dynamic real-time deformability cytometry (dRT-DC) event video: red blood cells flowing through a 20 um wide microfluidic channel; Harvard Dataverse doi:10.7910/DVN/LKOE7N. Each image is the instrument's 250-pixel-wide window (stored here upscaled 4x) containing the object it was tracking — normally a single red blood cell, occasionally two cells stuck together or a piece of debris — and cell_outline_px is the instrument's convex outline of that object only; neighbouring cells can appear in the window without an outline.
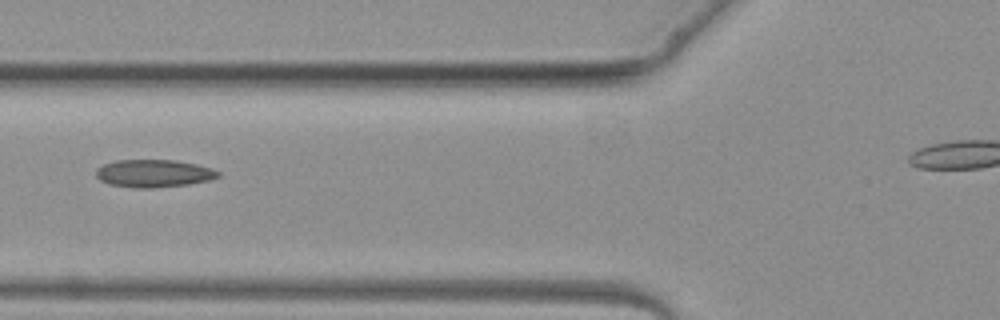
{"species": "common noctule bat (a hibernating species)", "species_latin": "Nyctalus noctula", "temperature_condition": "warm", "stored_images_in_passage": 3, "camera_frame_rate_fps": 3000, "um_per_image_px": 0.085, "animal": {"sex": "female", "body_mass_g": 19.3, "forearm_length_mm": 54.1}, "frame": {"image": 1, "passage_image": 2, "time_ms": 1.0, "image_size_px": [1000, 320], "cell_outline_px": [[220, 176], [208, 180], [188, 184], [152, 188], [136, 188], [108, 184], [100, 180], [96, 176], [96, 168], [104, 164], [116, 160], [176, 160], [196, 164], [212, 168], [220, 172]], "centroid_in_image_um": [13.05, 14.73], "position_along_channel_um": 112.7, "area_um2": 19.71}}